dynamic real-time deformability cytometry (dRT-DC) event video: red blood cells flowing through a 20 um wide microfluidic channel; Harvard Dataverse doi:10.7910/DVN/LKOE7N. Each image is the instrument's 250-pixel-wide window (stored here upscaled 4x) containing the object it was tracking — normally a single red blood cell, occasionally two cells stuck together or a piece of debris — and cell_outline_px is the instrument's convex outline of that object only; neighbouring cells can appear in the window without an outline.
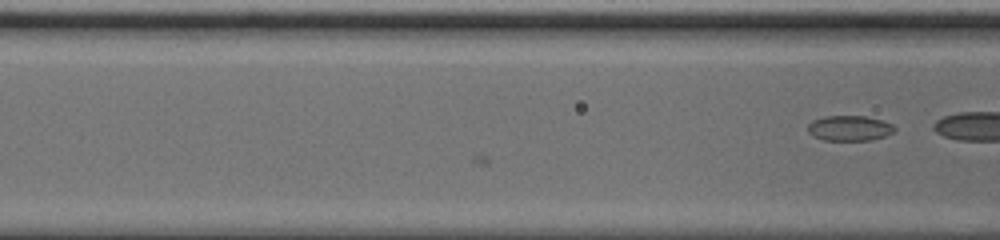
{"species": "common noctule bat (a hibernating species)", "species_latin": "Nyctalus noctula", "temperature_condition": "cold", "stored_images_in_passage": 13, "camera_frame_rate_fps": 3000, "um_per_image_px": 0.085, "animal": {"sex": "male", "body_mass_g": 20.0, "forearm_length_mm": 53.3}, "frame": {"image": 1, "passage_image": 13, "time_ms": 4.0, "image_size_px": [1000, 240], "cell_outline_px": [[896, 128], [892, 132], [884, 136], [868, 140], [824, 140], [812, 136], [808, 132], [808, 124], [812, 120], [824, 116], [868, 116], [892, 124]], "centroid_in_image_um": [72.16, 10.89], "position_along_channel_um": 94.4, "area_um2": 12.72}}